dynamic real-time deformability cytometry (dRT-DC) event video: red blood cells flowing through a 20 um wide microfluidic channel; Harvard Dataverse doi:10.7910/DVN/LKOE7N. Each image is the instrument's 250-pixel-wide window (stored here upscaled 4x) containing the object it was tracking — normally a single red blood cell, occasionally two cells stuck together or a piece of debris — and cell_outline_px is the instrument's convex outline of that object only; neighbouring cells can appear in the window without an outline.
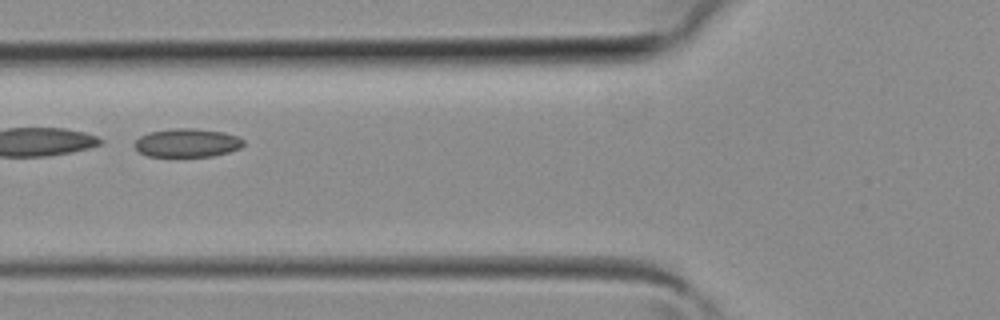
{"species": "common noctule bat (a hibernating species)", "species_latin": "Nyctalus noctula", "temperature_condition": "room temperature", "stored_images_in_passage": 27, "camera_frame_rate_fps": 3000, "um_per_image_px": 0.085, "animal": {"sex": "female", "body_mass_g": 19.3, "forearm_length_mm": 54.1}, "frame": {"image": 1, "passage_image": 5, "time_ms": 1.333, "image_size_px": [1000, 320], "cell_outline_px": [[244, 144], [240, 148], [228, 152], [212, 156], [148, 156], [140, 152], [136, 148], [136, 140], [140, 136], [148, 132], [176, 128], [196, 128], [224, 132], [236, 136], [244, 140]], "centroid_in_image_um": [15.93, 12.13], "position_along_channel_um": 109.9, "area_um2": 17.98}}
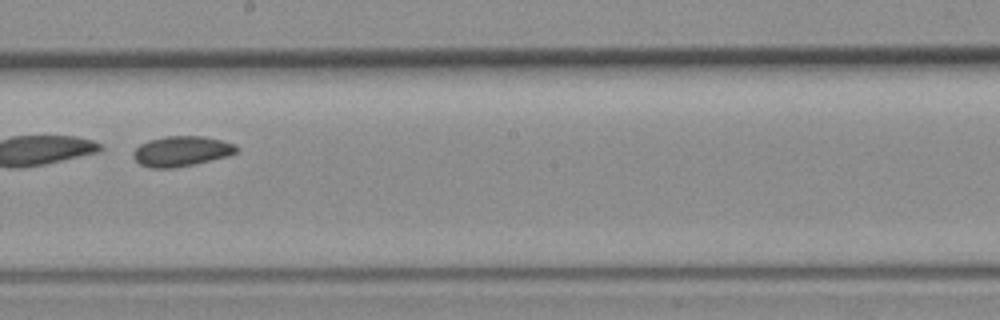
{"frame": {"image": 2, "passage_image": 12, "time_ms": 3.667, "image_size_px": [1000, 320], "cell_outline_px": [[236, 152], [228, 156], [196, 164], [176, 168], [152, 168], [140, 164], [132, 156], [132, 152], [140, 144], [148, 140], [164, 136], [204, 136], [236, 144]], "centroid_in_image_um": [15.4, 12.85], "position_along_channel_um": 232.8, "area_um2": 18.26}}